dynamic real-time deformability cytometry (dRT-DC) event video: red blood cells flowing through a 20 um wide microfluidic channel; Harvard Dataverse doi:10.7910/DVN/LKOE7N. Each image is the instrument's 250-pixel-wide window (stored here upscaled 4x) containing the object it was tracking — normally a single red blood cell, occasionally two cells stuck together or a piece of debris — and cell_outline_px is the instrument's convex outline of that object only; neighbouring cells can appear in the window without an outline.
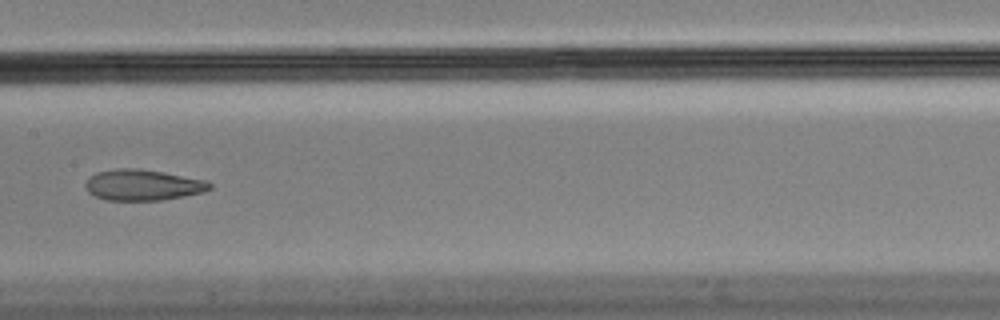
{"species": "Egyptian fruit bat (a non-hibernating species)", "species_latin": "Rousettus aegyptiacus", "temperature_condition": "cold", "stored_images_in_passage": 10, "camera_frame_rate_fps": 3000, "um_per_image_px": 0.085, "animal": {"sex": "male"}, "frame": {"image": 1, "passage_image": 9, "time_ms": 2.667, "image_size_px": [1000, 320], "cell_outline_px": [[212, 188], [204, 192], [184, 196], [160, 200], [104, 200], [88, 192], [84, 184], [96, 172], [120, 168], [140, 168], [208, 180], [212, 184]], "centroid_in_image_um": [12.17, 15.72], "position_along_channel_um": 195.2, "area_um2": 22.43}}
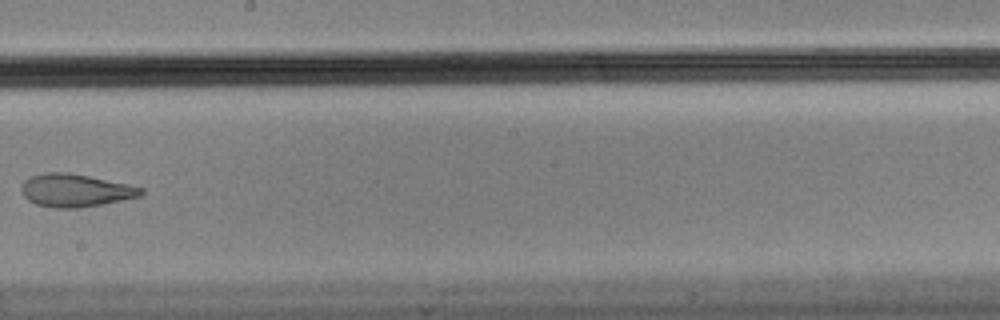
{"frame": {"image": 2, "passage_image": 10, "time_ms": 3.0, "image_size_px": [1000, 320], "cell_outline_px": [[144, 192], [140, 196], [104, 204], [80, 208], [52, 208], [36, 204], [28, 200], [24, 196], [20, 188], [24, 180], [32, 176], [48, 172], [68, 172], [128, 184], [144, 188]], "centroid_in_image_um": [6.4, 16.19], "position_along_channel_um": 241.8, "area_um2": 22.95}}